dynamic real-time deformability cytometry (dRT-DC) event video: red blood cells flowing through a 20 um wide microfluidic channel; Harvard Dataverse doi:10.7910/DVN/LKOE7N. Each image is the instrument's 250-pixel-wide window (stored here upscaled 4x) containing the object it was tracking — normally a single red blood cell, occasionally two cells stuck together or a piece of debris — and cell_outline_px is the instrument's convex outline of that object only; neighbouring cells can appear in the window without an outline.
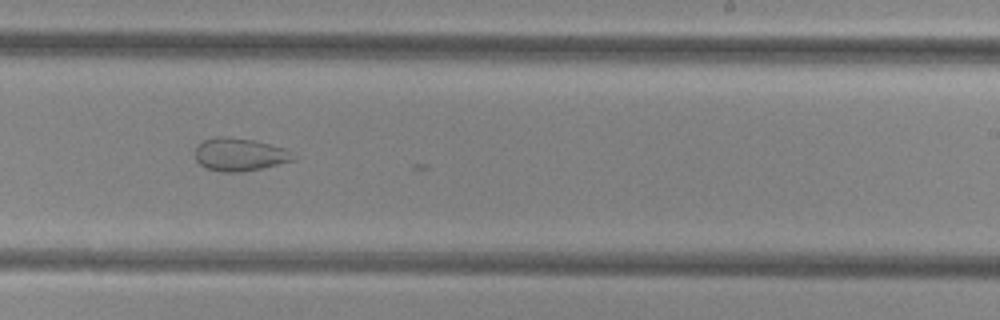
{"species": "common noctule bat (a hibernating species)", "species_latin": "Nyctalus noctula", "temperature_condition": "cold", "stored_images_in_passage": 34, "camera_frame_rate_fps": 3000, "um_per_image_px": 0.085, "animal": {"sex": "female", "body_mass_g": 29.2, "forearm_length_mm": 56.3}, "frame": {"image": 1, "passage_image": 29, "time_ms": 9.333, "image_size_px": [1000, 320], "cell_outline_px": [[296, 160], [260, 168], [240, 172], [224, 172], [208, 168], [200, 164], [196, 160], [196, 144], [204, 140], [216, 136], [224, 136], [252, 140], [288, 148], [292, 152]], "centroid_in_image_um": [20.38, 13.12], "position_along_channel_um": 268.6, "area_um2": 18.79}}
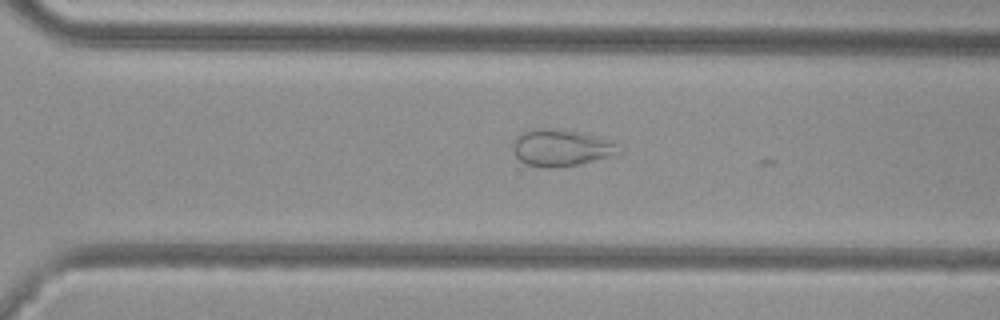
{"frame": {"image": 2, "passage_image": 33, "time_ms": 10.667, "image_size_px": [1000, 320], "cell_outline_px": [[616, 152], [580, 164], [552, 168], [540, 168], [524, 164], [512, 152], [512, 140], [516, 136], [524, 132], [536, 128], [552, 128], [580, 132], [592, 136], [612, 144]], "centroid_in_image_um": [47.45, 12.57], "position_along_channel_um": 323.2, "area_um2": 21.91}}